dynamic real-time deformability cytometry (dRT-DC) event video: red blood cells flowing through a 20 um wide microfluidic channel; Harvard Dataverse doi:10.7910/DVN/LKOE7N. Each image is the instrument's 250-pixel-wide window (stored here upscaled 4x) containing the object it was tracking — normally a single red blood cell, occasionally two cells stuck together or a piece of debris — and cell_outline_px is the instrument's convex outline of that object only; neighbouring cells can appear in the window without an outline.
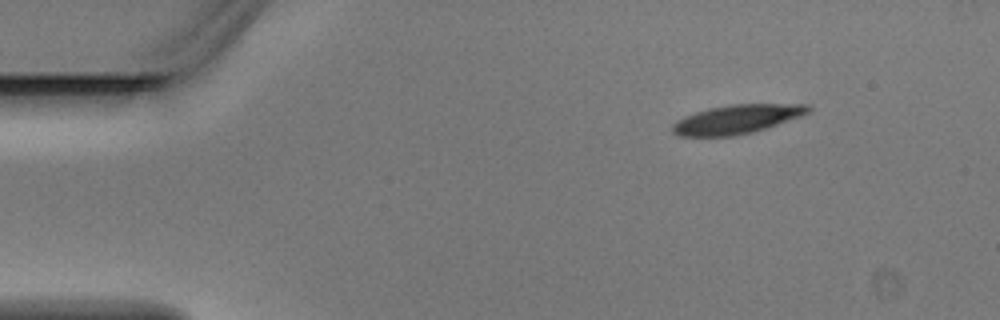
{"species": "Egyptian fruit bat (a non-hibernating species)", "species_latin": "Rousettus aegyptiacus", "temperature_condition": "warm", "stored_images_in_passage": 3, "camera_frame_rate_fps": 3000, "um_per_image_px": 0.085, "animal": {"sex": "male"}, "frame": {"image": 1, "passage_image": 1, "time_ms": 0.0, "image_size_px": [1000, 320], "cell_outline_px": [[812, 112], [752, 132], [732, 136], [680, 136], [672, 132], [672, 124], [676, 120], [684, 116], [708, 108], [732, 104], [808, 104], [812, 108]], "centroid_in_image_um": [62.61, 10.12], "position_along_channel_um": 22.4, "area_um2": 22.77}}
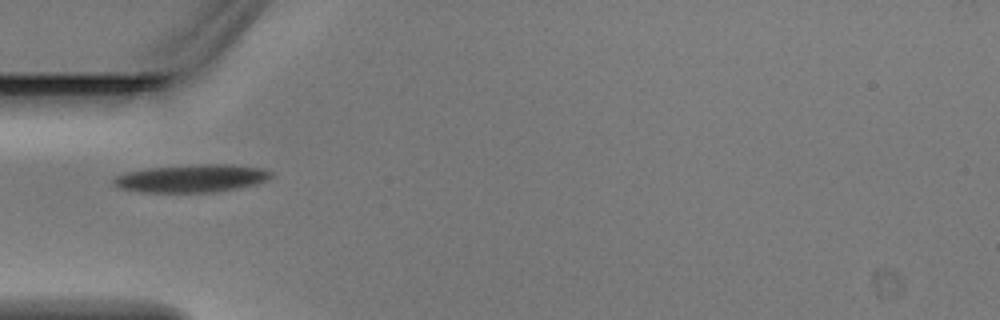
{"frame": {"image": 2, "passage_image": 3, "time_ms": 0.667, "image_size_px": [1000, 320], "cell_outline_px": [[272, 176], [268, 180], [256, 184], [236, 188], [212, 192], [140, 192], [120, 188], [112, 184], [112, 180], [116, 176], [128, 172], [148, 168], [200, 164], [232, 164], [260, 168], [272, 172]], "centroid_in_image_um": [16.29, 15.16], "position_along_channel_um": 68.7, "area_um2": 25.43}}